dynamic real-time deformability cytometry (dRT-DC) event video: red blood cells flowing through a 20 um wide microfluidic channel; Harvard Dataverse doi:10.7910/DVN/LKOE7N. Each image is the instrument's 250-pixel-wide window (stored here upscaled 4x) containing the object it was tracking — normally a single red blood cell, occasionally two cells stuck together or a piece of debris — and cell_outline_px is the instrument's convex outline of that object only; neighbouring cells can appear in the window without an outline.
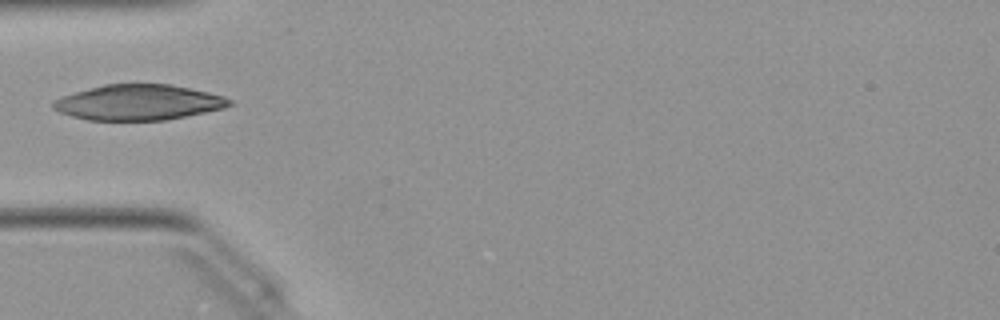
{"species": "Egyptian fruit bat (a non-hibernating species)", "species_latin": "Rousettus aegyptiacus", "temperature_condition": "warm", "stored_images_in_passage": 35, "camera_frame_rate_fps": 3000, "um_per_image_px": 0.085, "animal": {"sex": "female"}, "frame": {"image": 1, "passage_image": 1, "time_ms": 0.0, "image_size_px": [1000, 320], "cell_outline_px": [[236, 104], [224, 108], [164, 120], [88, 120], [72, 116], [60, 112], [52, 108], [52, 100], [60, 96], [104, 84], [172, 84], [208, 92], [224, 96], [232, 100]], "centroid_in_image_um": [11.77, 8.7], "position_along_channel_um": 73.2, "area_um2": 36.47}}
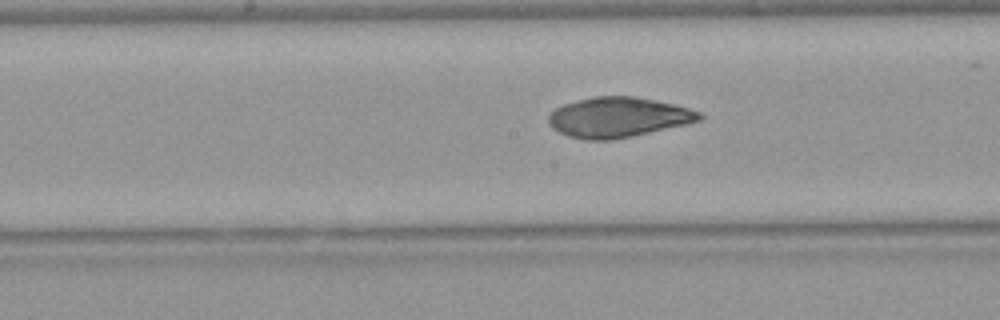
{"frame": {"image": 2, "passage_image": 10, "time_ms": 3.0, "image_size_px": [1000, 320], "cell_outline_px": [[704, 116], [700, 120], [688, 124], [632, 136], [612, 140], [588, 140], [568, 136], [552, 128], [548, 124], [548, 116], [556, 108], [564, 104], [576, 100], [592, 96], [632, 96], [672, 104], [688, 108], [700, 112]], "centroid_in_image_um": [52.52, 9.97], "position_along_channel_um": 195.7, "area_um2": 35.14}}
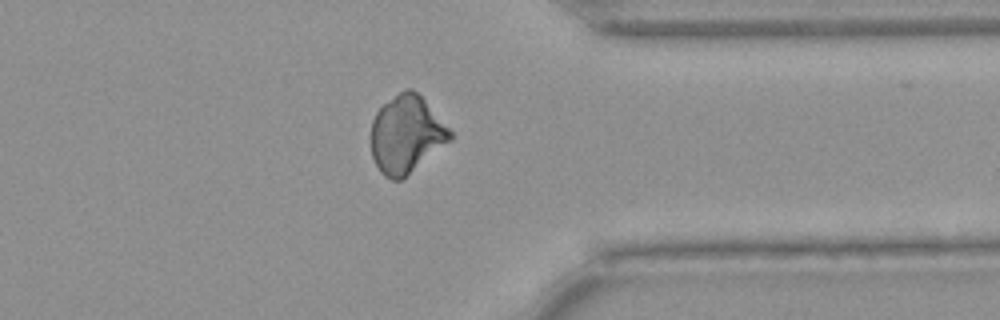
{"frame": {"image": 3, "passage_image": 24, "time_ms": 7.667, "image_size_px": [1000, 320], "cell_outline_px": [[452, 140], [400, 180], [392, 180], [384, 176], [380, 172], [372, 156], [372, 120], [376, 112], [384, 104], [404, 88], [412, 88], [424, 100], [452, 132]], "centroid_in_image_um": [34.53, 11.43], "position_along_channel_um": 376.9, "area_um2": 35.14}}